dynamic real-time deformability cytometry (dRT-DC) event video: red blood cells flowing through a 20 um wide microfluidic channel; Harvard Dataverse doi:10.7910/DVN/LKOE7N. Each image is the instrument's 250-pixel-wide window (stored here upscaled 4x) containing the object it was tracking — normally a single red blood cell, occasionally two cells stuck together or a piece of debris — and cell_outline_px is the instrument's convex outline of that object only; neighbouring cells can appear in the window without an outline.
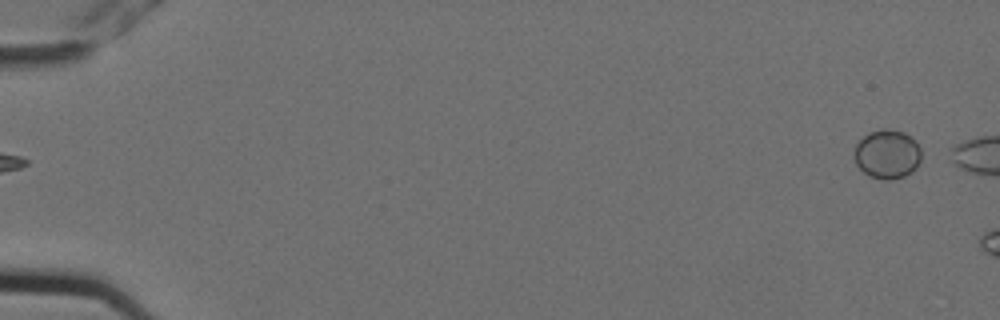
{"species": "Egyptian fruit bat (a non-hibernating species)", "species_latin": "Rousettus aegyptiacus", "temperature_condition": "cold", "stored_images_in_passage": 2, "segment_of_instrument_passage": [2, 2], "camera_frame_rate_fps": 3000, "um_per_image_px": 0.085, "animal": {"sex": "female"}, "frame": {"image": 1, "passage_image": 2, "time_ms": 0.333, "image_size_px": [1000, 320], "cell_outline_px": [[920, 160], [916, 168], [912, 172], [904, 176], [888, 180], [884, 180], [872, 176], [864, 172], [856, 164], [852, 156], [856, 144], [868, 132], [880, 128], [888, 128], [904, 132], [920, 148]], "centroid_in_image_um": [75.37, 13.09], "position_along_channel_um": 9.6, "area_um2": 19.13}}